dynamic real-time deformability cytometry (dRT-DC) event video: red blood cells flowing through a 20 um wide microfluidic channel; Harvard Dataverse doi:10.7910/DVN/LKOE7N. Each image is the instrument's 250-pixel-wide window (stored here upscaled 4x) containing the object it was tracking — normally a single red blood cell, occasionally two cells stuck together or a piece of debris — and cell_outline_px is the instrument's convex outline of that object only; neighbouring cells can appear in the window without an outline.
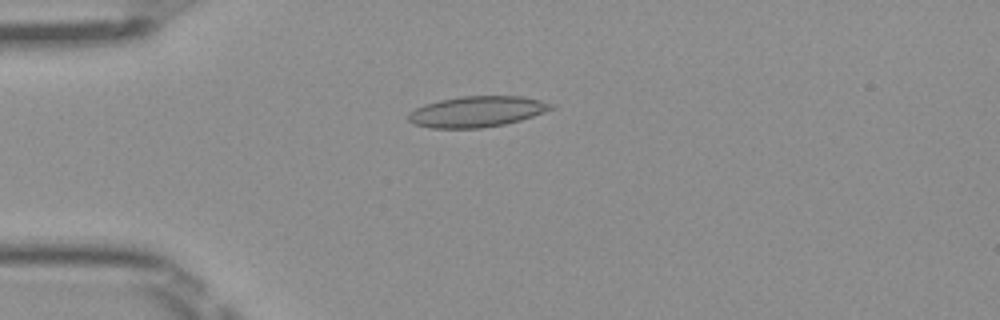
{"species": "Egyptian fruit bat (a non-hibernating species)", "species_latin": "Rousettus aegyptiacus", "temperature_condition": "room temperature", "stored_images_in_passage": 50, "camera_frame_rate_fps": 3000, "um_per_image_px": 0.085, "frame": {"image": 1, "passage_image": 13, "time_ms": 4.0, "image_size_px": [1000, 320], "cell_outline_px": [[556, 108], [520, 120], [504, 124], [480, 128], [428, 128], [416, 124], [408, 120], [408, 112], [424, 104], [440, 100], [460, 96], [520, 96], [540, 100], [552, 104]], "centroid_in_image_um": [40.52, 9.48], "position_along_channel_um": 44.5, "area_um2": 25.55}}
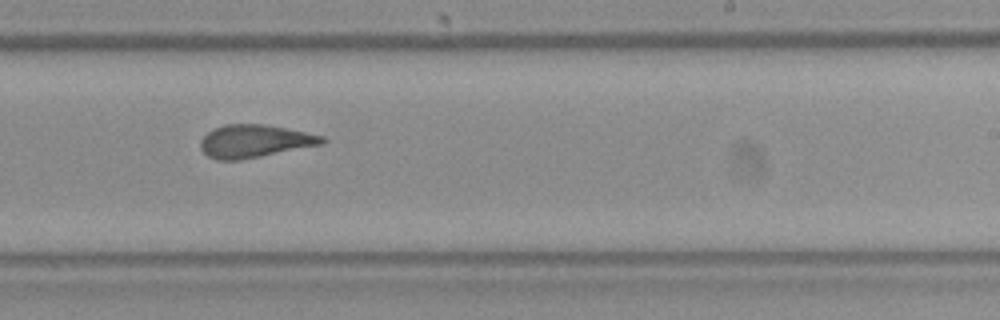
{"frame": {"image": 2, "passage_image": 31, "time_ms": 10.0, "image_size_px": [1000, 320], "cell_outline_px": [[328, 140], [324, 144], [240, 160], [216, 160], [208, 156], [200, 148], [200, 140], [212, 128], [224, 124], [264, 124], [324, 136]], "centroid_in_image_um": [21.63, 12.0], "position_along_channel_um": 267.4, "area_um2": 23.29}}
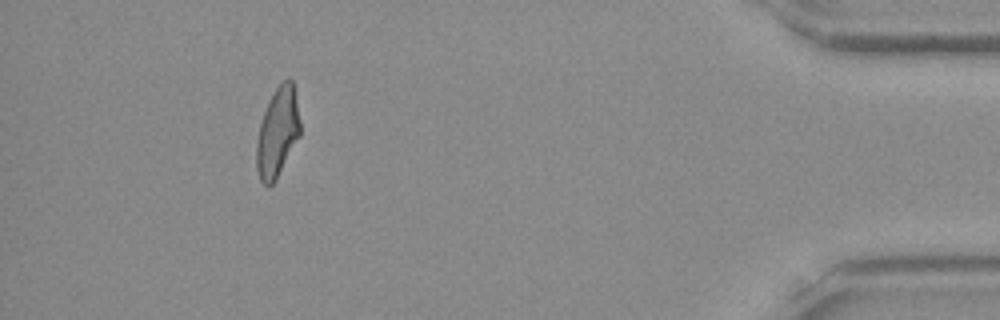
{"frame": {"image": 3, "passage_image": 46, "time_ms": 15.0, "image_size_px": [1000, 320], "cell_outline_px": [[300, 136], [276, 180], [268, 188], [260, 180], [256, 168], [256, 140], [260, 124], [268, 100], [276, 88], [284, 80], [292, 80], [300, 120]], "centroid_in_image_um": [23.58, 11.3], "position_along_channel_um": 411.6, "area_um2": 22.72}, "authors_computed_cell_mechanics": {"area_um2": 23.9003, "velocity_mm_per_s": 4.0581, "shape_relaxation_time_tau1_ms": null, "shape_relaxation_time_tau2_ms": 1.9597, "deformation_change_tau1": null, "deformation_change_tau2": 0.1098}}